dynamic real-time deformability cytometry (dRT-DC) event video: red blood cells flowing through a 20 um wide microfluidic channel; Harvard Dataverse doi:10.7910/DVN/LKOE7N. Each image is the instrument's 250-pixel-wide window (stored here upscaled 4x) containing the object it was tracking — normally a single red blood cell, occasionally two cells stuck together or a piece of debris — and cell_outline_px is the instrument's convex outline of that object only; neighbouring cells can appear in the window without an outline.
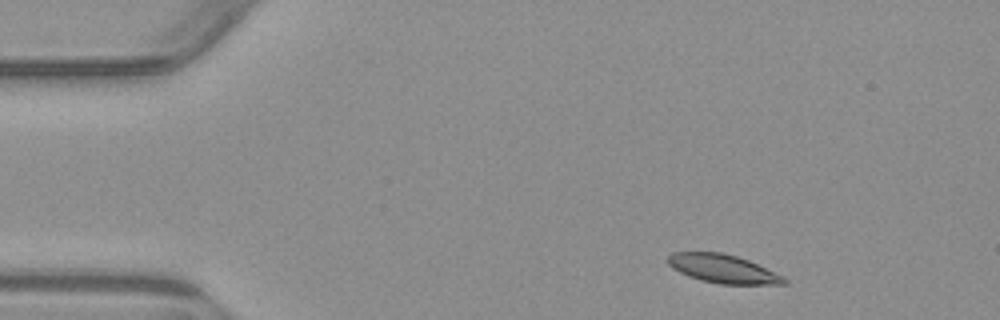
{"species": "common noctule bat (a hibernating species)", "species_latin": "Nyctalus noctula", "temperature_condition": "warm", "stored_images_in_passage": 3, "camera_frame_rate_fps": 3000, "um_per_image_px": 0.085, "animal": {"sex": "male", "body_mass_g": 23.1, "forearm_length_mm": 52.7}, "frame": {"image": 1, "passage_image": 1, "time_ms": 0.0, "image_size_px": [1000, 320], "cell_outline_px": [[788, 284], [720, 284], [700, 280], [688, 276], [672, 268], [668, 264], [668, 256], [672, 252], [720, 252], [736, 256], [748, 260], [784, 276], [788, 280]], "centroid_in_image_um": [61.45, 22.85], "position_along_channel_um": 23.5, "area_um2": 19.31}}
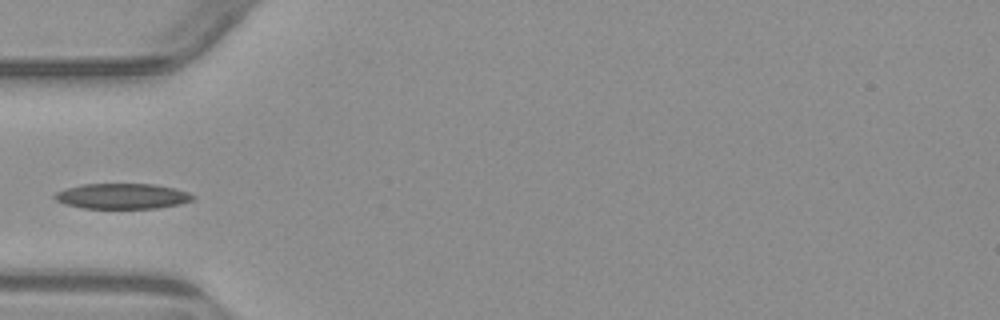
{"frame": {"image": 2, "passage_image": 3, "time_ms": 3.333, "image_size_px": [1000, 320], "cell_outline_px": [[196, 196], [192, 200], [180, 204], [156, 208], [80, 208], [64, 204], [56, 200], [52, 196], [56, 192], [64, 188], [84, 184], [156, 184], [176, 188], [188, 192]], "centroid_in_image_um": [10.38, 16.67], "position_along_channel_um": 74.6, "area_um2": 20.63}}